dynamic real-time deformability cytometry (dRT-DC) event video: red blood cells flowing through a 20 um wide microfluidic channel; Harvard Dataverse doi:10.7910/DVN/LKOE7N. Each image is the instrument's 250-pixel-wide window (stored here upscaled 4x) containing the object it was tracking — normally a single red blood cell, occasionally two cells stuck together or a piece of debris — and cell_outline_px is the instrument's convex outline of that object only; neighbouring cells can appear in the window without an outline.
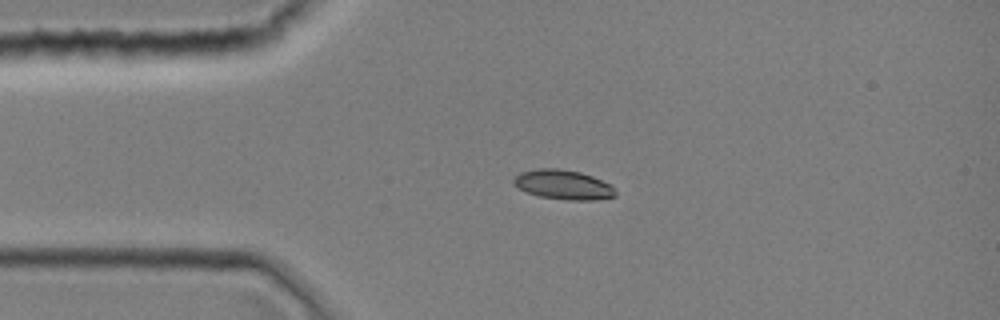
{"species": "common noctule bat (a hibernating species)", "species_latin": "Nyctalus noctula", "temperature_condition": "room temperature", "stored_images_in_passage": 1, "camera_frame_rate_fps": 3000, "um_per_image_px": 0.085, "animal": {"sex": "female", "body_mass_g": 19.0, "forearm_length_mm": 51.5}, "frame": {"image": 1, "passage_image": 1, "time_ms": 0.0, "image_size_px": [1000, 320], "cell_outline_px": [[616, 196], [592, 200], [568, 200], [540, 196], [528, 192], [512, 184], [512, 180], [520, 172], [536, 168], [560, 168], [580, 172], [592, 176], [612, 184], [616, 192]], "centroid_in_image_um": [47.89, 15.68], "position_along_channel_um": 37.1, "area_um2": 17.57}}